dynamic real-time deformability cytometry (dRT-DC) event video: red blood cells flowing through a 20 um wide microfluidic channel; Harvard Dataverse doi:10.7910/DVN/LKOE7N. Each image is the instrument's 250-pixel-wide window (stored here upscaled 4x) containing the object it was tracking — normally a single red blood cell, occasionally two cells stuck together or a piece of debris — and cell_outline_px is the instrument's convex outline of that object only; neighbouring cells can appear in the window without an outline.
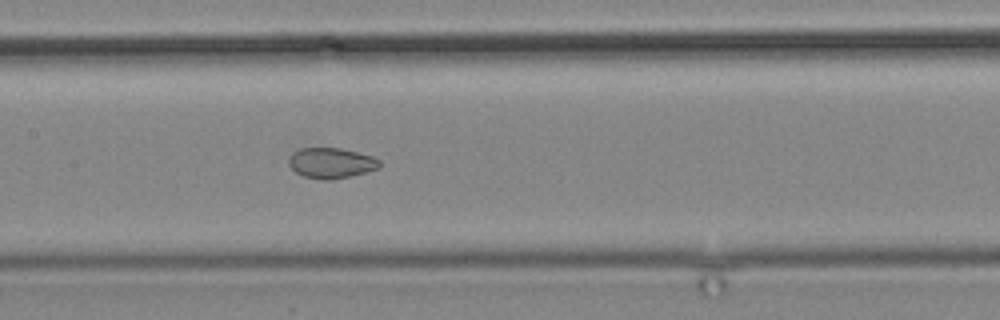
{"species": "common noctule bat (a hibernating species)", "species_latin": "Nyctalus noctula", "temperature_condition": "cold", "stored_images_in_passage": 11, "camera_frame_rate_fps": 3000, "um_per_image_px": 0.085, "animal": {"sex": "male", "body_mass_g": 19.2, "forearm_length_mm": 51.8}, "frame": {"image": 1, "passage_image": 11, "time_ms": 12.333, "image_size_px": [1000, 320], "cell_outline_px": [[380, 168], [332, 180], [324, 180], [304, 176], [296, 172], [288, 164], [288, 160], [292, 152], [300, 148], [340, 148], [372, 156], [380, 160]], "centroid_in_image_um": [28.13, 13.85], "position_along_channel_um": 179.3, "area_um2": 16.01}}